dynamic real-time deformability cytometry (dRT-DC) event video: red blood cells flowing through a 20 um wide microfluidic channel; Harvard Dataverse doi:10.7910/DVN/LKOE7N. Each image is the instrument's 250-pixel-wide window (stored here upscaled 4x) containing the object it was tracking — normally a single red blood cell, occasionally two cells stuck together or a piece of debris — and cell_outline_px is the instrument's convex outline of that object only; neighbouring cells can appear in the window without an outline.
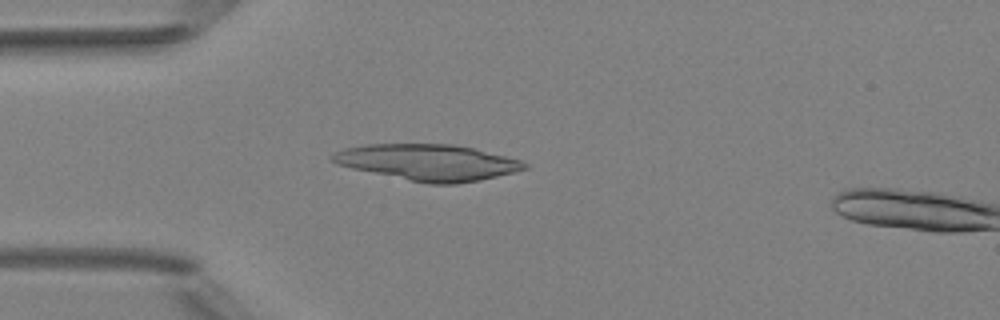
{"species": "Egyptian fruit bat (a non-hibernating species)", "species_latin": "Rousettus aegyptiacus", "temperature_condition": "room temperature", "stored_images_in_passage": 5, "camera_frame_rate_fps": 3000, "um_per_image_px": 0.085, "animal": {"sex": "female"}, "frame": {"image": 1, "passage_image": 4, "time_ms": 3.333, "image_size_px": [1000, 320], "cell_outline_px": [[528, 168], [480, 180], [456, 184], [428, 184], [408, 180], [352, 168], [336, 164], [332, 160], [332, 156], [336, 152], [344, 148], [364, 144], [452, 144], [476, 148], [520, 160], [528, 164]], "centroid_in_image_um": [36.39, 13.79], "position_along_channel_um": 48.6, "area_um2": 40.29}}